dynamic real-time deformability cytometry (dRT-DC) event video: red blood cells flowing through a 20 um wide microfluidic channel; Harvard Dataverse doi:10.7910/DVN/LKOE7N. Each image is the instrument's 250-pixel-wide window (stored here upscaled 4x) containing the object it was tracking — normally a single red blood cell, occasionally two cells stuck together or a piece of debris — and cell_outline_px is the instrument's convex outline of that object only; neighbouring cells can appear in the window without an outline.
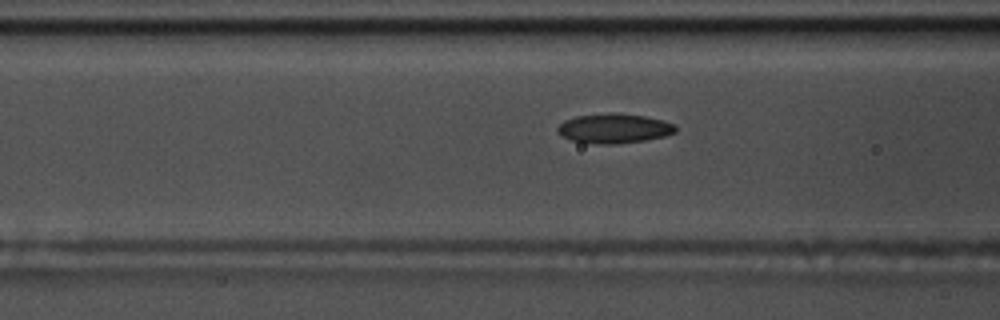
{"species": "common noctule bat (a hibernating species)", "species_latin": "Nyctalus noctula", "temperature_condition": "warm", "stored_images_in_passage": 17, "camera_frame_rate_fps": 3000, "um_per_image_px": 0.085, "animal": {"sex": "male", "body_mass_g": 17.5, "forearm_length_mm": 52.3}, "frame": {"image": 1, "passage_image": 15, "time_ms": 4.667, "image_size_px": [1000, 320], "cell_outline_px": [[676, 132], [664, 136], [644, 140], [616, 144], [596, 144], [572, 140], [560, 136], [556, 132], [556, 128], [564, 120], [576, 116], [608, 112], [612, 112], [644, 116], [664, 120], [676, 124]], "centroid_in_image_um": [52.17, 10.91], "position_along_channel_um": 114.4, "area_um2": 20.58}}